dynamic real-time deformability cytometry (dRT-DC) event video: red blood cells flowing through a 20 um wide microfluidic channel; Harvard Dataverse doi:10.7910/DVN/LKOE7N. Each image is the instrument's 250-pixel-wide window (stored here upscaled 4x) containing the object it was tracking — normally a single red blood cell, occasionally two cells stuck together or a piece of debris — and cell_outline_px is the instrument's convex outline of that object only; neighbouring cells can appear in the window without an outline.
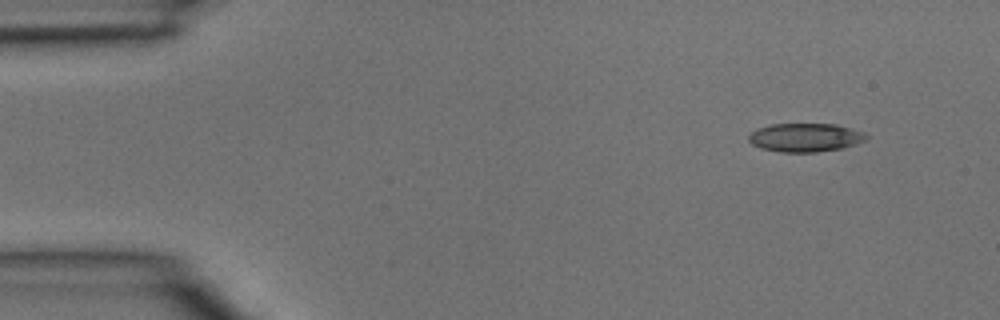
{"species": "common noctule bat (a hibernating species)", "species_latin": "Nyctalus noctula", "temperature_condition": "room temperature", "stored_images_in_passage": 4, "segment_of_instrument_passage": [2, 2], "camera_frame_rate_fps": 3000, "um_per_image_px": 0.085, "animal": {"sex": "male", "body_mass_g": 15.6}, "frame": {"image": 1, "passage_image": 4, "time_ms": 1.0, "image_size_px": [1000, 320], "cell_outline_px": [[868, 136], [864, 140], [856, 144], [844, 148], [816, 152], [780, 152], [760, 148], [752, 144], [748, 140], [748, 136], [756, 128], [772, 124], [836, 124], [864, 132]], "centroid_in_image_um": [68.43, 11.69], "position_along_channel_um": 16.6, "area_um2": 19.65}}